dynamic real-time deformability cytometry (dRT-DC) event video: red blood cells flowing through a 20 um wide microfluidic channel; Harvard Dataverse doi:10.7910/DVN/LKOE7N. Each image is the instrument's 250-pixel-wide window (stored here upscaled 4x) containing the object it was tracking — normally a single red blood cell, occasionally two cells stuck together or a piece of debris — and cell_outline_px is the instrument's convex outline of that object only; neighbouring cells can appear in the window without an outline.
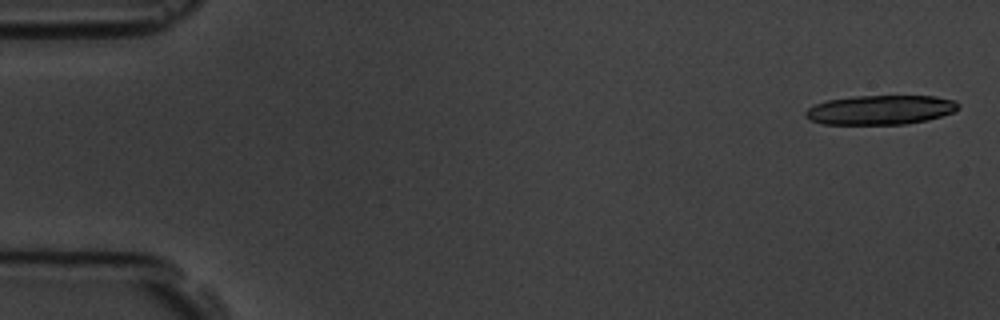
{"species": "common noctule bat (a hibernating species)", "species_latin": "Nyctalus noctula", "temperature_condition": "room temperature", "stored_images_in_passage": 6, "segment_of_instrument_passage": [1, 2], "camera_frame_rate_fps": 3000, "um_per_image_px": 0.085, "animal": {"sex": "male", "body_mass_g": 19.5, "forearm_length_mm": 54.6}, "frame": {"image": 1, "passage_image": 1, "time_ms": 0.0, "image_size_px": [1000, 320], "cell_outline_px": [[960, 108], [952, 112], [928, 120], [904, 124], [824, 124], [808, 120], [804, 116], [804, 112], [808, 108], [816, 104], [828, 100], [852, 96], [936, 96], [956, 100], [960, 104]], "centroid_in_image_um": [74.84, 9.33], "position_along_channel_um": 10.2, "area_um2": 26.3}}